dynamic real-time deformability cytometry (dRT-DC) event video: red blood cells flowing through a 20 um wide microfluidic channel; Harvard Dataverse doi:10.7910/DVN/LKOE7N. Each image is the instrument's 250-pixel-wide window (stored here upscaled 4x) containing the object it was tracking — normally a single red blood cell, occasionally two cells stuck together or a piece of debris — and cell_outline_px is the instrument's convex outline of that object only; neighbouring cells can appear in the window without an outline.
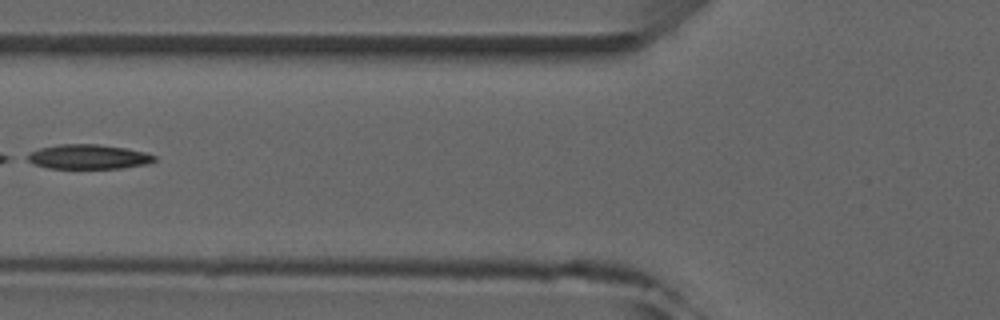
{"species": "common noctule bat (a hibernating species)", "species_latin": "Nyctalus noctula", "temperature_condition": "room temperature", "stored_images_in_passage": 7, "camera_frame_rate_fps": 3000, "um_per_image_px": 0.085, "animal": {"sex": "male", "forearm_length_mm": 52.5}, "frame": {"image": 1, "passage_image": 6, "time_ms": 6.667, "image_size_px": [1000, 320], "cell_outline_px": [[156, 160], [148, 164], [120, 168], [48, 168], [32, 164], [24, 160], [20, 156], [28, 152], [40, 148], [60, 144], [96, 144], [124, 148], [148, 152], [156, 156]], "centroid_in_image_um": [7.42, 13.33], "position_along_channel_um": 118.4, "area_um2": 18.55}}
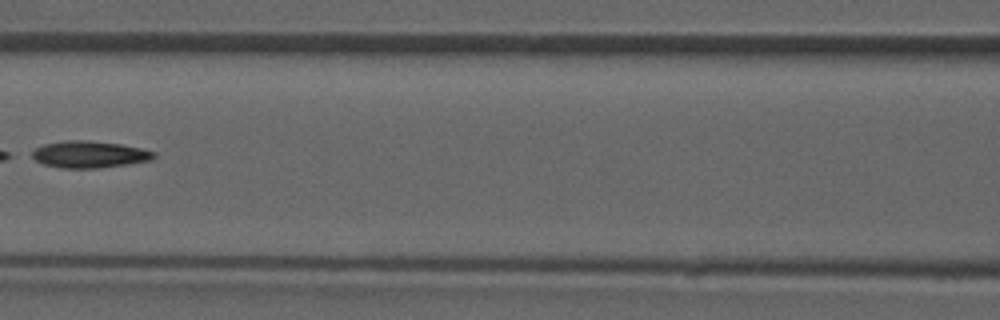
{"frame": {"image": 2, "passage_image": 7, "time_ms": 7.667, "image_size_px": [1000, 320], "cell_outline_px": [[156, 156], [152, 160], [128, 164], [96, 168], [64, 168], [44, 164], [36, 160], [32, 156], [32, 152], [36, 148], [44, 144], [64, 140], [88, 140], [120, 144], [140, 148], [156, 152]], "centroid_in_image_um": [7.62, 13.12], "position_along_channel_um": 159.0, "area_um2": 18.96}}